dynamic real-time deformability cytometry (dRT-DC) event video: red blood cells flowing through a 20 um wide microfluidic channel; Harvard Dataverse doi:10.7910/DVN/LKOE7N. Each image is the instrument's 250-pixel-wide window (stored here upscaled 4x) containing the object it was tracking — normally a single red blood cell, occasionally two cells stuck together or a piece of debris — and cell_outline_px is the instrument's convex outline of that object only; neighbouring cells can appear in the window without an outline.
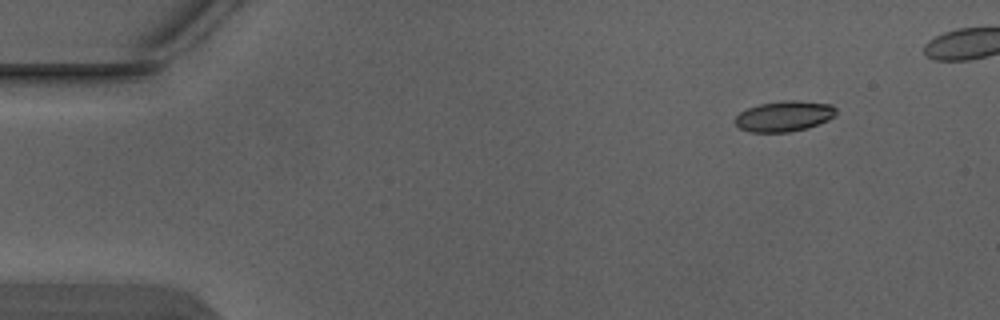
{"species": "Egyptian fruit bat (a non-hibernating species)", "species_latin": "Rousettus aegyptiacus", "temperature_condition": "warm", "stored_images_in_passage": 3, "camera_frame_rate_fps": 3000, "um_per_image_px": 0.085, "animal": {"sex": "male"}, "frame": {"image": 1, "passage_image": 1, "time_ms": 0.0, "image_size_px": [1000, 320], "cell_outline_px": [[836, 116], [828, 120], [808, 128], [788, 132], [752, 132], [740, 128], [736, 124], [736, 116], [740, 112], [748, 108], [760, 104], [780, 100], [800, 100], [832, 104], [836, 108]], "centroid_in_image_um": [66.7, 9.86], "position_along_channel_um": 18.3, "area_um2": 18.09}}